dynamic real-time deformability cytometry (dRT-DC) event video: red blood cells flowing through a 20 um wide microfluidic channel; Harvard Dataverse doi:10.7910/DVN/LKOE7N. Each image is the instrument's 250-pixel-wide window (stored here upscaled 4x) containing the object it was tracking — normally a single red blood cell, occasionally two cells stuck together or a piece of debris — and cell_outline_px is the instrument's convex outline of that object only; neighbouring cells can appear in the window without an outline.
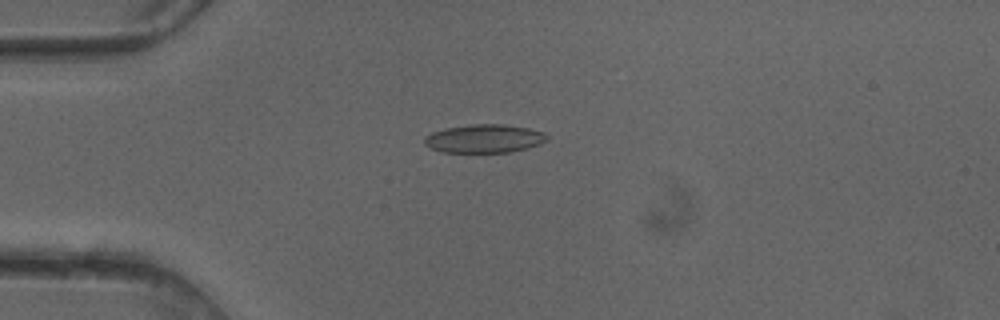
{"species": "common noctule bat (a hibernating species)", "species_latin": "Nyctalus noctula", "temperature_condition": "cold", "stored_images_in_passage": 50, "camera_frame_rate_fps": 3000, "um_per_image_px": 0.085, "animal": {"sex": "female"}, "frame": {"image": 1, "passage_image": 13, "time_ms": 4.0, "image_size_px": [1000, 320], "cell_outline_px": [[548, 140], [540, 144], [528, 148], [512, 152], [444, 152], [432, 148], [424, 144], [424, 136], [432, 132], [444, 128], [472, 124], [504, 124], [528, 128], [544, 132], [548, 136]], "centroid_in_image_um": [41.18, 11.77], "position_along_channel_um": 43.8, "area_um2": 20.4}}
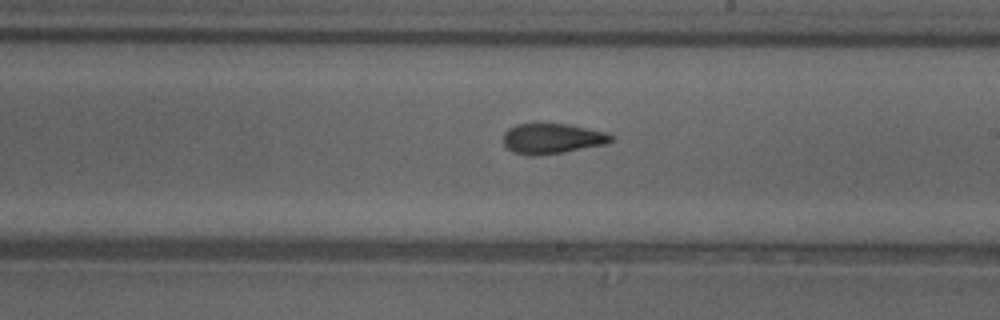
{"frame": {"image": 2, "passage_image": 29, "time_ms": 9.333, "image_size_px": [1000, 320], "cell_outline_px": [[612, 140], [604, 144], [564, 152], [536, 156], [528, 156], [512, 152], [504, 144], [504, 132], [508, 128], [516, 124], [568, 124], [608, 132], [612, 136]], "centroid_in_image_um": [46.91, 11.78], "position_along_channel_um": 242.1, "area_um2": 19.02}}
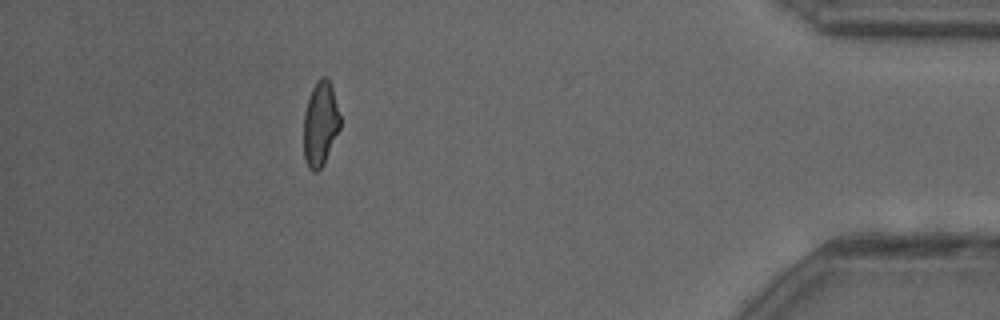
{"frame": {"image": 3, "passage_image": 45, "time_ms": 14.667, "image_size_px": [1000, 320], "cell_outline_px": [[340, 128], [324, 164], [316, 172], [312, 172], [308, 168], [304, 160], [304, 112], [312, 88], [316, 80], [320, 76], [328, 76], [332, 84], [340, 116]], "centroid_in_image_um": [27.23, 10.5], "position_along_channel_um": 408.0, "area_um2": 18.26}, "authors_computed_cell_mechanics": {"area_um2": 19.4208, "velocity_mm_per_s": 4.1158, "shape_relaxation_time_tau1_ms": null, "shape_relaxation_time_tau2_ms": 1.7981, "deformation_change_tau1": null, "deformation_change_tau2": 0.0792}}